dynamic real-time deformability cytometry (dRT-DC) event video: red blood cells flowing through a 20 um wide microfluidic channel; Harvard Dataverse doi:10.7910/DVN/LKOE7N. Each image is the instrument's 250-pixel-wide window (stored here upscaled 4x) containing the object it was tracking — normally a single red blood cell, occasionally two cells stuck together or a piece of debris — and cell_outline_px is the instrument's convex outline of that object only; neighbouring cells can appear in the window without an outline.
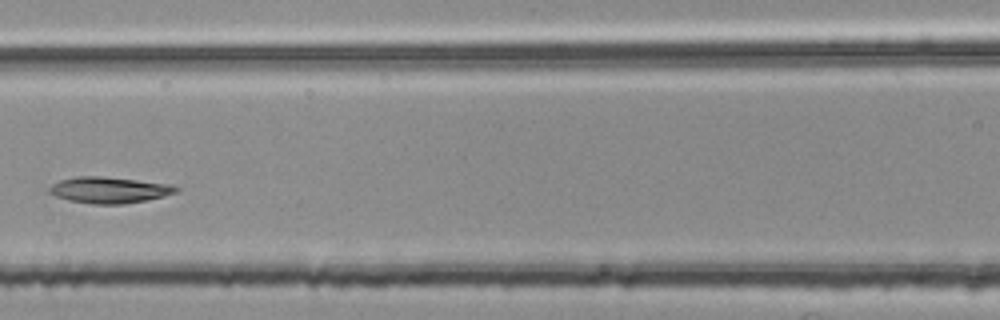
{"species": "common noctule bat (a hibernating species)", "species_latin": "Nyctalus noctula", "temperature_condition": "room temperature", "stored_images_in_passage": 5, "camera_frame_rate_fps": 3000, "um_per_image_px": 0.085, "animal": {"sex": "female", "body_mass_g": 25.1}, "frame": {"image": 1, "passage_image": 5, "time_ms": 1.333, "image_size_px": [1000, 320], "cell_outline_px": [[180, 188], [176, 192], [164, 196], [124, 204], [92, 204], [68, 200], [56, 196], [48, 192], [48, 188], [52, 184], [60, 180], [76, 176], [104, 176], [172, 184]], "centroid_in_image_um": [9.27, 16.14], "position_along_channel_um": 157.3, "area_um2": 19.42}}